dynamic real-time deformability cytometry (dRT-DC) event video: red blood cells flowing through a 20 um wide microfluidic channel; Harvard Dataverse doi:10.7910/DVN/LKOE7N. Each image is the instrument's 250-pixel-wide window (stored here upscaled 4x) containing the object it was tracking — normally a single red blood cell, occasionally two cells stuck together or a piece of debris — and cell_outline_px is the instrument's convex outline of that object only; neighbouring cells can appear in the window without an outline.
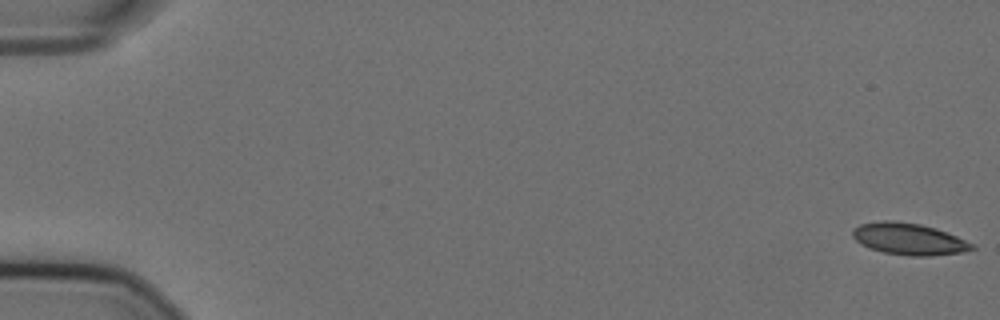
{"species": "Egyptian fruit bat (a non-hibernating species)", "species_latin": "Rousettus aegyptiacus", "temperature_condition": "cold", "stored_images_in_passage": 57, "camera_frame_rate_fps": 3000, "um_per_image_px": 0.085, "animal": {"sex": "female"}, "frame": {"image": 1, "passage_image": 1, "time_ms": 0.0, "image_size_px": [1000, 320], "cell_outline_px": [[976, 248], [960, 252], [928, 256], [912, 256], [884, 252], [868, 248], [860, 244], [852, 236], [852, 228], [860, 224], [880, 220], [892, 220], [920, 224], [936, 228], [976, 244]], "centroid_in_image_um": [77.23, 20.3], "position_along_channel_um": 7.8, "area_um2": 22.14}}
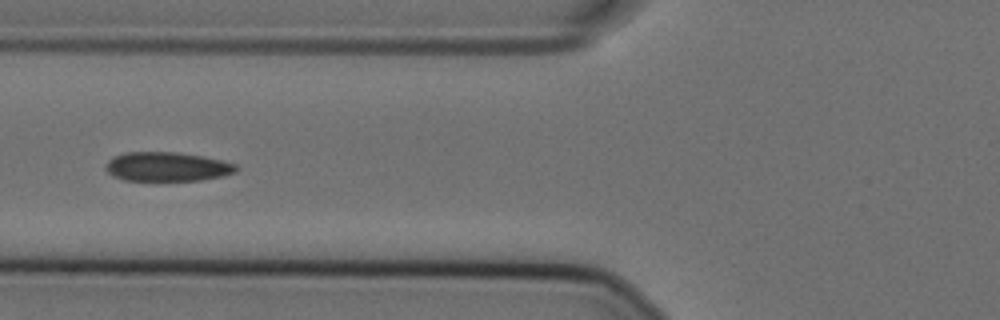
{"frame": {"image": 2, "passage_image": 23, "time_ms": 7.333, "image_size_px": [1000, 320], "cell_outline_px": [[240, 168], [236, 172], [224, 176], [200, 180], [124, 180], [112, 176], [104, 168], [104, 164], [108, 160], [124, 152], [176, 152], [204, 156], [236, 164]], "centroid_in_image_um": [14.21, 14.16], "position_along_channel_um": 111.6, "area_um2": 22.31}}
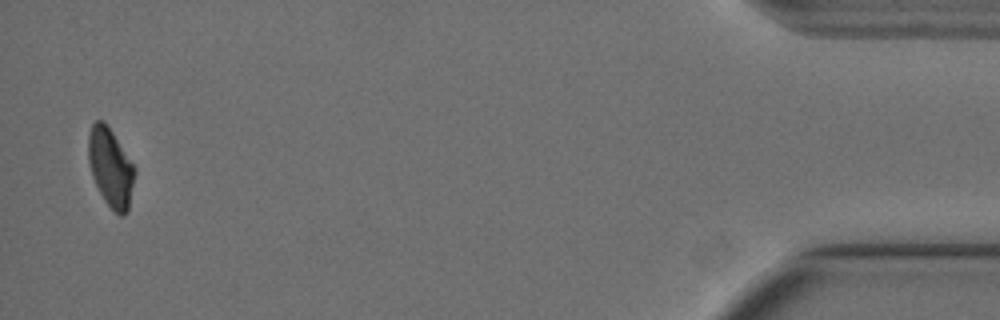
{"frame": {"image": 3, "passage_image": 56, "time_ms": 18.333, "image_size_px": [1000, 320], "cell_outline_px": [[136, 172], [128, 212], [124, 216], [120, 216], [104, 200], [92, 176], [88, 160], [88, 132], [92, 124], [96, 120], [104, 120], [108, 124], [136, 168]], "centroid_in_image_um": [9.41, 14.21], "position_along_channel_um": 425.8, "area_um2": 21.5}, "authors_computed_cell_mechanics": {"area_um2": 22.4842, "velocity_mm_per_s": 3.5831, "shape_relaxation_time_tau1_ms": null, "shape_relaxation_time_tau2_ms": 3.5797, "deformation_change_tau1": null, "deformation_change_tau2": 0.0773}}